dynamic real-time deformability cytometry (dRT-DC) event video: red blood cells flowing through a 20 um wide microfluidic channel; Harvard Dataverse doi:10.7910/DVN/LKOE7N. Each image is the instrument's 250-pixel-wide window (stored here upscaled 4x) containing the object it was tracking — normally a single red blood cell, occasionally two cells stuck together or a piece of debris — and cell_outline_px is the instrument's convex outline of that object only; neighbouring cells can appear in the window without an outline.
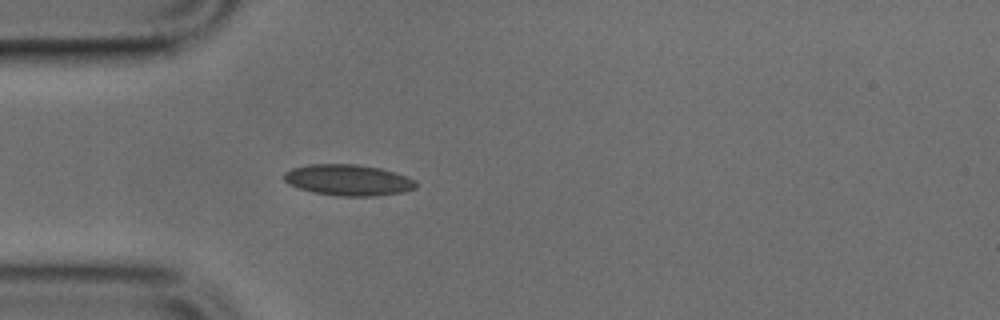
{"species": "common noctule bat (a hibernating species)", "species_latin": "Nyctalus noctula", "temperature_condition": "cold", "stored_images_in_passage": 36, "camera_frame_rate_fps": 3000, "um_per_image_px": 0.085, "animal": {"sex": "male", "body_mass_g": 17.9, "forearm_length_mm": 54.2}, "frame": {"image": 1, "passage_image": 1, "time_ms": 0.0, "image_size_px": [1000, 320], "cell_outline_px": [[416, 188], [400, 192], [376, 196], [340, 196], [316, 192], [300, 188], [288, 184], [284, 180], [284, 172], [292, 168], [308, 164], [356, 164], [380, 168], [396, 172], [416, 180]], "centroid_in_image_um": [29.6, 15.29], "position_along_channel_um": 55.4, "area_um2": 23.81}}
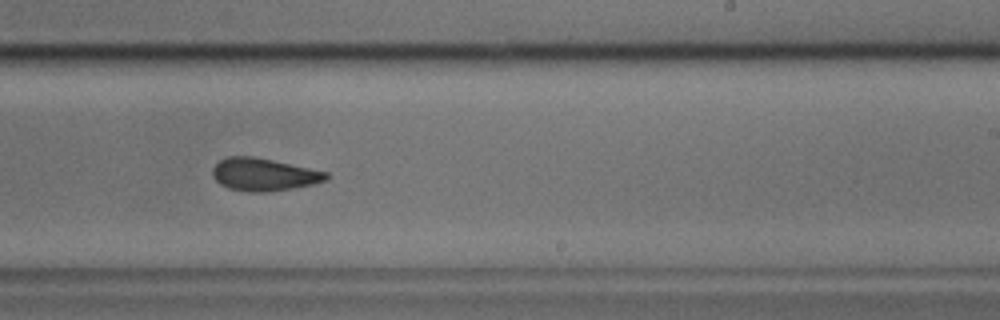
{"frame": {"image": 2, "passage_image": 17, "time_ms": 5.333, "image_size_px": [1000, 320], "cell_outline_px": [[328, 176], [324, 180], [312, 184], [292, 188], [268, 192], [248, 192], [228, 188], [220, 184], [212, 176], [212, 168], [220, 160], [228, 156], [252, 156], [272, 160], [328, 172]], "centroid_in_image_um": [22.37, 14.83], "position_along_channel_um": 266.6, "area_um2": 21.44}}
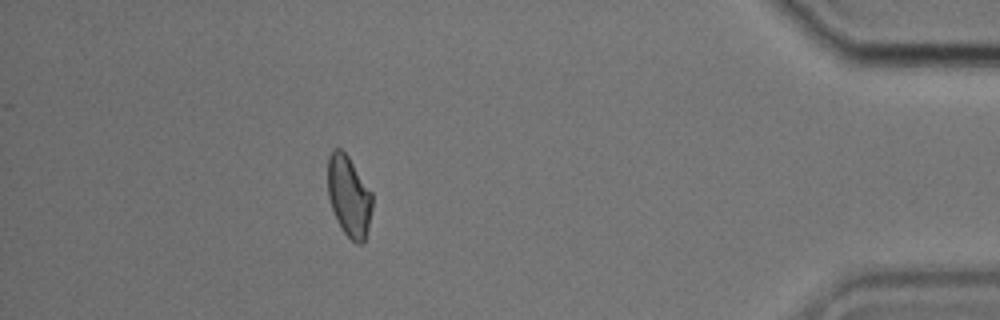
{"frame": {"image": 3, "passage_image": 31, "time_ms": 10.0, "image_size_px": [1000, 320], "cell_outline_px": [[372, 208], [364, 240], [360, 244], [356, 244], [344, 232], [336, 220], [328, 196], [328, 156], [332, 148], [340, 148], [348, 156], [372, 192]], "centroid_in_image_um": [29.64, 16.64], "position_along_channel_um": 405.6, "area_um2": 20.81}}